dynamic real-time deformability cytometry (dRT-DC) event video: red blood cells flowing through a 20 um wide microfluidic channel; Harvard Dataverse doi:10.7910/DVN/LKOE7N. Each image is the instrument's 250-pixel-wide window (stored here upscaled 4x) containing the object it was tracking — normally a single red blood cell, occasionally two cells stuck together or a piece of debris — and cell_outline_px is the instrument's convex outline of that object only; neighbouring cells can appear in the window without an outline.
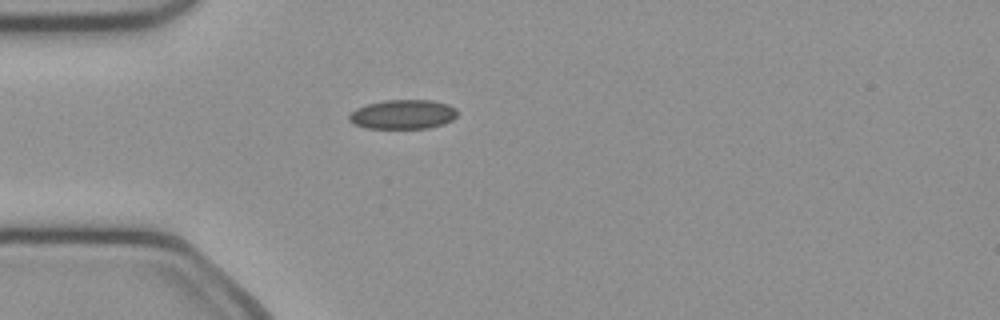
{"species": "common noctule bat (a hibernating species)", "species_latin": "Nyctalus noctula", "temperature_condition": "cold", "stored_images_in_passage": 37, "camera_frame_rate_fps": 3000, "um_per_image_px": 0.085, "animal": {"sex": "female", "body_mass_g": 21.9}, "frame": {"image": 1, "passage_image": 1, "time_ms": 0.0, "image_size_px": [1000, 320], "cell_outline_px": [[456, 116], [452, 120], [444, 124], [428, 128], [364, 128], [352, 124], [348, 120], [348, 116], [356, 108], [368, 104], [384, 100], [432, 100], [448, 104], [456, 108]], "centroid_in_image_um": [34.23, 9.72], "position_along_channel_um": 50.8, "area_um2": 18.61}}
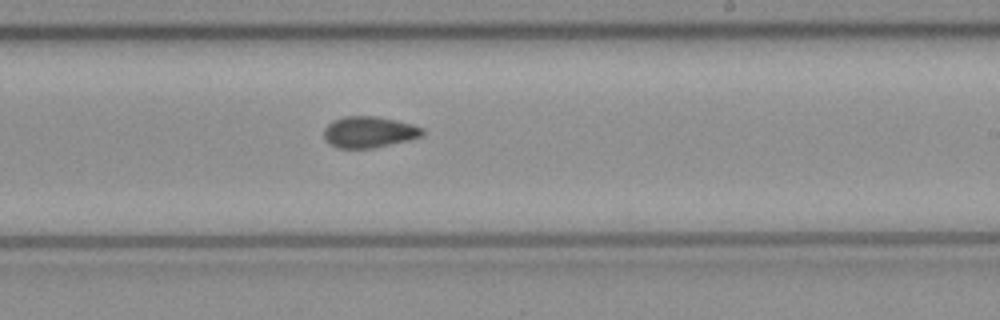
{"frame": {"image": 2, "passage_image": 17, "time_ms": 5.333, "image_size_px": [1000, 320], "cell_outline_px": [[424, 136], [408, 140], [372, 148], [336, 148], [328, 144], [324, 140], [324, 128], [332, 120], [344, 116], [376, 116], [396, 120], [412, 124], [424, 128]], "centroid_in_image_um": [31.35, 11.22], "position_along_channel_um": 257.7, "area_um2": 18.15}}
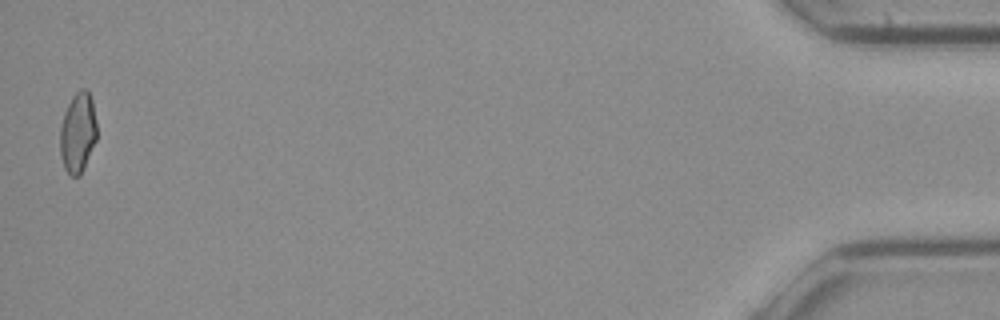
{"frame": {"image": 3, "passage_image": 37, "time_ms": 12.0, "image_size_px": [1000, 320], "cell_outline_px": [[96, 140], [84, 168], [80, 176], [72, 176], [64, 168], [60, 156], [60, 128], [64, 112], [72, 96], [80, 88], [84, 88], [88, 92], [92, 100], [96, 120]], "centroid_in_image_um": [6.61, 11.27], "position_along_channel_um": 428.6, "area_um2": 17.22}, "authors_computed_cell_mechanics": {"area_um2": 17.9758, "velocity_mm_per_s": 4.0479, "shape_relaxation_time_tau1_ms": null, "shape_relaxation_time_tau2_ms": 3.9115, "deformation_change_tau1": null, "deformation_change_tau2": 0.078}}